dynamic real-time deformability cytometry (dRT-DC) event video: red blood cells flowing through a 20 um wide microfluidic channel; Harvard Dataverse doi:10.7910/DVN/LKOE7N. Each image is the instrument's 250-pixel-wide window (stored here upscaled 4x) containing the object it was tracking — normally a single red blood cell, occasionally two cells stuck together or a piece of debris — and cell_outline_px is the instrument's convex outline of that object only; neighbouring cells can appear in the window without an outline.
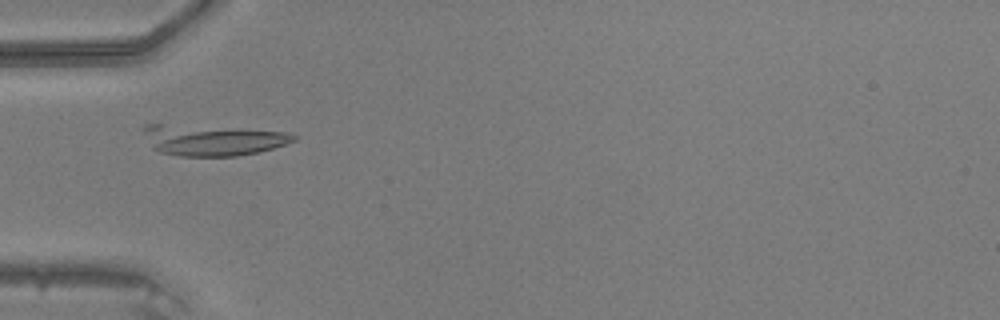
{"species": "common noctule bat (a hibernating species)", "species_latin": "Nyctalus noctula", "temperature_condition": "warm", "stored_images_in_passage": 4, "camera_frame_rate_fps": 3000, "um_per_image_px": 0.085, "animal": {"sex": "male", "body_mass_g": 20.5, "forearm_length_mm": 52.5}, "frame": {"image": 1, "passage_image": 1, "time_ms": 0.0, "image_size_px": [1000, 320], "cell_outline_px": [[296, 140], [272, 148], [256, 152], [236, 156], [180, 156], [160, 152], [152, 148], [144, 128], [144, 124], [160, 124], [288, 132], [296, 136]], "centroid_in_image_um": [18.06, 11.92], "position_along_channel_um": 66.9, "area_um2": 26.13}}